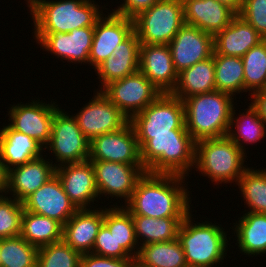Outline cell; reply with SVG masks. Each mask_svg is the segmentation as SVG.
<instances>
[{"label":"cell","instance_id":"1","mask_svg":"<svg viewBox=\"0 0 266 267\" xmlns=\"http://www.w3.org/2000/svg\"><path fill=\"white\" fill-rule=\"evenodd\" d=\"M185 179V176L176 174L145 172L124 207L131 215L186 217L192 209L189 188L183 184Z\"/></svg>","mask_w":266,"mask_h":267},{"label":"cell","instance_id":"2","mask_svg":"<svg viewBox=\"0 0 266 267\" xmlns=\"http://www.w3.org/2000/svg\"><path fill=\"white\" fill-rule=\"evenodd\" d=\"M34 33H68L95 26L103 10L94 0H26Z\"/></svg>","mask_w":266,"mask_h":267},{"label":"cell","instance_id":"3","mask_svg":"<svg viewBox=\"0 0 266 267\" xmlns=\"http://www.w3.org/2000/svg\"><path fill=\"white\" fill-rule=\"evenodd\" d=\"M234 100L218 90L183 100L185 126L195 142L227 136Z\"/></svg>","mask_w":266,"mask_h":267},{"label":"cell","instance_id":"4","mask_svg":"<svg viewBox=\"0 0 266 267\" xmlns=\"http://www.w3.org/2000/svg\"><path fill=\"white\" fill-rule=\"evenodd\" d=\"M195 144L190 134L151 135L140 148L143 167L149 173L187 177L194 169Z\"/></svg>","mask_w":266,"mask_h":267},{"label":"cell","instance_id":"5","mask_svg":"<svg viewBox=\"0 0 266 267\" xmlns=\"http://www.w3.org/2000/svg\"><path fill=\"white\" fill-rule=\"evenodd\" d=\"M192 216L190 212L184 218L177 237L183 248L186 264L188 267H217L227 255V232L222 225L218 226L210 221L193 223Z\"/></svg>","mask_w":266,"mask_h":267},{"label":"cell","instance_id":"6","mask_svg":"<svg viewBox=\"0 0 266 267\" xmlns=\"http://www.w3.org/2000/svg\"><path fill=\"white\" fill-rule=\"evenodd\" d=\"M245 154L228 136L203 139L195 144L194 169L216 185H235L248 168Z\"/></svg>","mask_w":266,"mask_h":267},{"label":"cell","instance_id":"7","mask_svg":"<svg viewBox=\"0 0 266 267\" xmlns=\"http://www.w3.org/2000/svg\"><path fill=\"white\" fill-rule=\"evenodd\" d=\"M130 122L141 148L151 135L189 134L185 126L184 104L171 93H162Z\"/></svg>","mask_w":266,"mask_h":267},{"label":"cell","instance_id":"8","mask_svg":"<svg viewBox=\"0 0 266 267\" xmlns=\"http://www.w3.org/2000/svg\"><path fill=\"white\" fill-rule=\"evenodd\" d=\"M140 44H169L185 24L182 0H159L133 18Z\"/></svg>","mask_w":266,"mask_h":267},{"label":"cell","instance_id":"9","mask_svg":"<svg viewBox=\"0 0 266 267\" xmlns=\"http://www.w3.org/2000/svg\"><path fill=\"white\" fill-rule=\"evenodd\" d=\"M45 148L56 157L55 167L83 162L90 156V141L81 132L73 115L61 108L54 114L50 141Z\"/></svg>","mask_w":266,"mask_h":267},{"label":"cell","instance_id":"10","mask_svg":"<svg viewBox=\"0 0 266 267\" xmlns=\"http://www.w3.org/2000/svg\"><path fill=\"white\" fill-rule=\"evenodd\" d=\"M101 92L130 120L161 95L139 70L106 85Z\"/></svg>","mask_w":266,"mask_h":267},{"label":"cell","instance_id":"11","mask_svg":"<svg viewBox=\"0 0 266 267\" xmlns=\"http://www.w3.org/2000/svg\"><path fill=\"white\" fill-rule=\"evenodd\" d=\"M21 103L9 108L8 119L11 123L8 126L30 136L45 149L51 137L52 120L59 106L55 101L47 104L40 99Z\"/></svg>","mask_w":266,"mask_h":267},{"label":"cell","instance_id":"12","mask_svg":"<svg viewBox=\"0 0 266 267\" xmlns=\"http://www.w3.org/2000/svg\"><path fill=\"white\" fill-rule=\"evenodd\" d=\"M90 161H111L143 165L135 130L129 121L123 128L94 137L90 141Z\"/></svg>","mask_w":266,"mask_h":267},{"label":"cell","instance_id":"13","mask_svg":"<svg viewBox=\"0 0 266 267\" xmlns=\"http://www.w3.org/2000/svg\"><path fill=\"white\" fill-rule=\"evenodd\" d=\"M86 104L73 117L89 141L96 136L120 130L130 121L101 91L97 90Z\"/></svg>","mask_w":266,"mask_h":267},{"label":"cell","instance_id":"14","mask_svg":"<svg viewBox=\"0 0 266 267\" xmlns=\"http://www.w3.org/2000/svg\"><path fill=\"white\" fill-rule=\"evenodd\" d=\"M98 195L124 199L126 204L139 178L146 172L143 165H130L111 161H91Z\"/></svg>","mask_w":266,"mask_h":267},{"label":"cell","instance_id":"15","mask_svg":"<svg viewBox=\"0 0 266 267\" xmlns=\"http://www.w3.org/2000/svg\"><path fill=\"white\" fill-rule=\"evenodd\" d=\"M94 26L81 27L68 33H34L43 50L70 63H88Z\"/></svg>","mask_w":266,"mask_h":267},{"label":"cell","instance_id":"16","mask_svg":"<svg viewBox=\"0 0 266 267\" xmlns=\"http://www.w3.org/2000/svg\"><path fill=\"white\" fill-rule=\"evenodd\" d=\"M105 15V16H104ZM134 31V21L131 18L117 15L113 12L103 14L95 23L94 35L88 64L94 70L109 56L114 48Z\"/></svg>","mask_w":266,"mask_h":267},{"label":"cell","instance_id":"17","mask_svg":"<svg viewBox=\"0 0 266 267\" xmlns=\"http://www.w3.org/2000/svg\"><path fill=\"white\" fill-rule=\"evenodd\" d=\"M175 70L195 65L213 55V35L195 26L184 24L168 44Z\"/></svg>","mask_w":266,"mask_h":267},{"label":"cell","instance_id":"18","mask_svg":"<svg viewBox=\"0 0 266 267\" xmlns=\"http://www.w3.org/2000/svg\"><path fill=\"white\" fill-rule=\"evenodd\" d=\"M23 209L57 220L64 225L78 210L55 174L23 202Z\"/></svg>","mask_w":266,"mask_h":267},{"label":"cell","instance_id":"19","mask_svg":"<svg viewBox=\"0 0 266 267\" xmlns=\"http://www.w3.org/2000/svg\"><path fill=\"white\" fill-rule=\"evenodd\" d=\"M162 93H172L178 81L168 44H140L139 69Z\"/></svg>","mask_w":266,"mask_h":267},{"label":"cell","instance_id":"20","mask_svg":"<svg viewBox=\"0 0 266 267\" xmlns=\"http://www.w3.org/2000/svg\"><path fill=\"white\" fill-rule=\"evenodd\" d=\"M55 174L64 192L77 209H89L99 198L92 162L64 164L56 167Z\"/></svg>","mask_w":266,"mask_h":267},{"label":"cell","instance_id":"21","mask_svg":"<svg viewBox=\"0 0 266 267\" xmlns=\"http://www.w3.org/2000/svg\"><path fill=\"white\" fill-rule=\"evenodd\" d=\"M45 156V157H44ZM9 170L6 195L23 202L55 175L56 167L46 155ZM45 158V159H44ZM47 159V160H46ZM12 192V193H11ZM13 195V196H12Z\"/></svg>","mask_w":266,"mask_h":267},{"label":"cell","instance_id":"22","mask_svg":"<svg viewBox=\"0 0 266 267\" xmlns=\"http://www.w3.org/2000/svg\"><path fill=\"white\" fill-rule=\"evenodd\" d=\"M91 208L93 210L78 209L63 225L62 240L81 255L92 252L96 236L103 224L104 207Z\"/></svg>","mask_w":266,"mask_h":267},{"label":"cell","instance_id":"23","mask_svg":"<svg viewBox=\"0 0 266 267\" xmlns=\"http://www.w3.org/2000/svg\"><path fill=\"white\" fill-rule=\"evenodd\" d=\"M139 48L140 41L135 31L114 48L112 56H109L95 69L98 74L96 76L101 82L99 91L111 82L138 71Z\"/></svg>","mask_w":266,"mask_h":267},{"label":"cell","instance_id":"24","mask_svg":"<svg viewBox=\"0 0 266 267\" xmlns=\"http://www.w3.org/2000/svg\"><path fill=\"white\" fill-rule=\"evenodd\" d=\"M185 24L215 35L237 15L218 0H182Z\"/></svg>","mask_w":266,"mask_h":267},{"label":"cell","instance_id":"25","mask_svg":"<svg viewBox=\"0 0 266 267\" xmlns=\"http://www.w3.org/2000/svg\"><path fill=\"white\" fill-rule=\"evenodd\" d=\"M263 40L256 29L237 14L228 26L213 36V54L242 57Z\"/></svg>","mask_w":266,"mask_h":267},{"label":"cell","instance_id":"26","mask_svg":"<svg viewBox=\"0 0 266 267\" xmlns=\"http://www.w3.org/2000/svg\"><path fill=\"white\" fill-rule=\"evenodd\" d=\"M43 151L44 148L30 136L8 125L0 129V159L9 170L41 157Z\"/></svg>","mask_w":266,"mask_h":267},{"label":"cell","instance_id":"27","mask_svg":"<svg viewBox=\"0 0 266 267\" xmlns=\"http://www.w3.org/2000/svg\"><path fill=\"white\" fill-rule=\"evenodd\" d=\"M214 54L178 73V81L172 95L182 101L189 96L215 91Z\"/></svg>","mask_w":266,"mask_h":267},{"label":"cell","instance_id":"28","mask_svg":"<svg viewBox=\"0 0 266 267\" xmlns=\"http://www.w3.org/2000/svg\"><path fill=\"white\" fill-rule=\"evenodd\" d=\"M233 226L238 249L243 255H264L266 253V214L247 212ZM238 222V223H237ZM236 234V235H235Z\"/></svg>","mask_w":266,"mask_h":267},{"label":"cell","instance_id":"29","mask_svg":"<svg viewBox=\"0 0 266 267\" xmlns=\"http://www.w3.org/2000/svg\"><path fill=\"white\" fill-rule=\"evenodd\" d=\"M103 224L109 229L116 241V249H124L133 259H136L140 247L135 236L132 215L124 205L104 207ZM137 250V251H136Z\"/></svg>","mask_w":266,"mask_h":267},{"label":"cell","instance_id":"30","mask_svg":"<svg viewBox=\"0 0 266 267\" xmlns=\"http://www.w3.org/2000/svg\"><path fill=\"white\" fill-rule=\"evenodd\" d=\"M184 218L185 217L153 218L132 215L135 236L139 247L146 244L176 240Z\"/></svg>","mask_w":266,"mask_h":267},{"label":"cell","instance_id":"31","mask_svg":"<svg viewBox=\"0 0 266 267\" xmlns=\"http://www.w3.org/2000/svg\"><path fill=\"white\" fill-rule=\"evenodd\" d=\"M63 225L55 219L24 210L20 236L40 248L62 240Z\"/></svg>","mask_w":266,"mask_h":267},{"label":"cell","instance_id":"32","mask_svg":"<svg viewBox=\"0 0 266 267\" xmlns=\"http://www.w3.org/2000/svg\"><path fill=\"white\" fill-rule=\"evenodd\" d=\"M234 106L231 113L230 126L227 136L243 151L246 152V145L257 143L265 138L266 123L258 116L257 110L249 104L247 110L236 114ZM241 114V115H240ZM237 116V117H235ZM235 125V126H234ZM234 126V127H233ZM234 128V130H233ZM236 129V130H235ZM245 149V150H244Z\"/></svg>","mask_w":266,"mask_h":267},{"label":"cell","instance_id":"33","mask_svg":"<svg viewBox=\"0 0 266 267\" xmlns=\"http://www.w3.org/2000/svg\"><path fill=\"white\" fill-rule=\"evenodd\" d=\"M136 260L145 267H188L178 239L143 245Z\"/></svg>","mask_w":266,"mask_h":267},{"label":"cell","instance_id":"34","mask_svg":"<svg viewBox=\"0 0 266 267\" xmlns=\"http://www.w3.org/2000/svg\"><path fill=\"white\" fill-rule=\"evenodd\" d=\"M215 87L233 97L244 92L243 60L237 56L214 54Z\"/></svg>","mask_w":266,"mask_h":267},{"label":"cell","instance_id":"35","mask_svg":"<svg viewBox=\"0 0 266 267\" xmlns=\"http://www.w3.org/2000/svg\"><path fill=\"white\" fill-rule=\"evenodd\" d=\"M248 212L266 214V168H247L237 182Z\"/></svg>","mask_w":266,"mask_h":267},{"label":"cell","instance_id":"36","mask_svg":"<svg viewBox=\"0 0 266 267\" xmlns=\"http://www.w3.org/2000/svg\"><path fill=\"white\" fill-rule=\"evenodd\" d=\"M38 248L20 235L0 239V267H36Z\"/></svg>","mask_w":266,"mask_h":267},{"label":"cell","instance_id":"37","mask_svg":"<svg viewBox=\"0 0 266 267\" xmlns=\"http://www.w3.org/2000/svg\"><path fill=\"white\" fill-rule=\"evenodd\" d=\"M244 67V92L266 88V39L249 49L242 57ZM251 92V93H250Z\"/></svg>","mask_w":266,"mask_h":267},{"label":"cell","instance_id":"38","mask_svg":"<svg viewBox=\"0 0 266 267\" xmlns=\"http://www.w3.org/2000/svg\"><path fill=\"white\" fill-rule=\"evenodd\" d=\"M81 256L61 240L38 248L36 267H80Z\"/></svg>","mask_w":266,"mask_h":267},{"label":"cell","instance_id":"39","mask_svg":"<svg viewBox=\"0 0 266 267\" xmlns=\"http://www.w3.org/2000/svg\"><path fill=\"white\" fill-rule=\"evenodd\" d=\"M22 202L4 196L0 200V239L20 235L23 214Z\"/></svg>","mask_w":266,"mask_h":267},{"label":"cell","instance_id":"40","mask_svg":"<svg viewBox=\"0 0 266 267\" xmlns=\"http://www.w3.org/2000/svg\"><path fill=\"white\" fill-rule=\"evenodd\" d=\"M266 39V0H243L238 14Z\"/></svg>","mask_w":266,"mask_h":267},{"label":"cell","instance_id":"41","mask_svg":"<svg viewBox=\"0 0 266 267\" xmlns=\"http://www.w3.org/2000/svg\"><path fill=\"white\" fill-rule=\"evenodd\" d=\"M91 253L109 258L133 259L124 249H116V241L104 224L99 229Z\"/></svg>","mask_w":266,"mask_h":267},{"label":"cell","instance_id":"42","mask_svg":"<svg viewBox=\"0 0 266 267\" xmlns=\"http://www.w3.org/2000/svg\"><path fill=\"white\" fill-rule=\"evenodd\" d=\"M134 259H116L93 253L81 256L80 267H132Z\"/></svg>","mask_w":266,"mask_h":267},{"label":"cell","instance_id":"43","mask_svg":"<svg viewBox=\"0 0 266 267\" xmlns=\"http://www.w3.org/2000/svg\"><path fill=\"white\" fill-rule=\"evenodd\" d=\"M124 2L113 13L133 19L140 12L149 9L159 0H123Z\"/></svg>","mask_w":266,"mask_h":267},{"label":"cell","instance_id":"44","mask_svg":"<svg viewBox=\"0 0 266 267\" xmlns=\"http://www.w3.org/2000/svg\"><path fill=\"white\" fill-rule=\"evenodd\" d=\"M250 97V104L257 110L258 116L266 123V88L253 92Z\"/></svg>","mask_w":266,"mask_h":267},{"label":"cell","instance_id":"45","mask_svg":"<svg viewBox=\"0 0 266 267\" xmlns=\"http://www.w3.org/2000/svg\"><path fill=\"white\" fill-rule=\"evenodd\" d=\"M9 169L5 166L4 162L0 159V191L6 193L8 187Z\"/></svg>","mask_w":266,"mask_h":267},{"label":"cell","instance_id":"46","mask_svg":"<svg viewBox=\"0 0 266 267\" xmlns=\"http://www.w3.org/2000/svg\"><path fill=\"white\" fill-rule=\"evenodd\" d=\"M222 4L232 9L236 14H239L243 5V0H218Z\"/></svg>","mask_w":266,"mask_h":267},{"label":"cell","instance_id":"47","mask_svg":"<svg viewBox=\"0 0 266 267\" xmlns=\"http://www.w3.org/2000/svg\"><path fill=\"white\" fill-rule=\"evenodd\" d=\"M132 267H145V266L141 265L136 259H134Z\"/></svg>","mask_w":266,"mask_h":267},{"label":"cell","instance_id":"48","mask_svg":"<svg viewBox=\"0 0 266 267\" xmlns=\"http://www.w3.org/2000/svg\"><path fill=\"white\" fill-rule=\"evenodd\" d=\"M2 194L3 192L0 191V200L4 197V195H6V194H3V195Z\"/></svg>","mask_w":266,"mask_h":267}]
</instances>
